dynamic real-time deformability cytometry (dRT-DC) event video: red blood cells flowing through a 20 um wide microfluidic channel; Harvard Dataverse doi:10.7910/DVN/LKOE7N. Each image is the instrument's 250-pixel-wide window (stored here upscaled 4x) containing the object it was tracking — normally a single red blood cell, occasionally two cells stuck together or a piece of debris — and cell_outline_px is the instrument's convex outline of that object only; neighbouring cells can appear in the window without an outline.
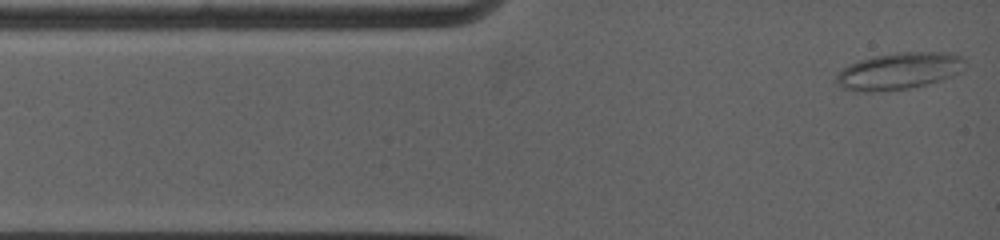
{"species": "common noctule bat (a hibernating species)", "species_latin": "Nyctalus noctula", "temperature_condition": "warm", "stored_images_in_passage": 70, "camera_frame_rate_fps": 5000, "um_per_image_px": 0.085, "animal": {"sex": "female", "body_mass_g": 19.0, "forearm_length_mm": 53.3}, "frame": {"image": 1, "passage_image": 1, "time_ms": 0.0, "image_size_px": [1000, 240], "cell_outline_px": [[964, 68], [960, 72], [924, 84], [908, 88], [868, 92], [856, 92], [844, 88], [836, 84], [836, 76], [848, 64], [860, 60], [876, 56], [896, 52], [948, 52], [964, 56]], "centroid_in_image_um": [76.39, 6.02], "position_along_channel_um": 8.6, "area_um2": 27.28}}
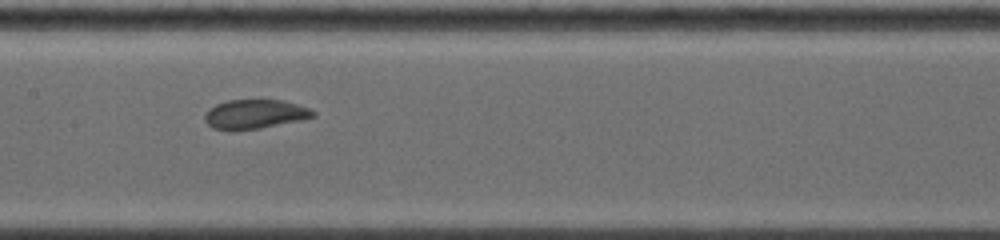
{"frame": {"image": 2, "passage_image": 30, "time_ms": 5.8, "image_size_px": [1000, 240], "cell_outline_px": [[316, 116], [300, 120], [260, 128], [232, 132], [212, 128], [204, 120], [204, 116], [208, 108], [216, 104], [228, 100], [284, 100], [308, 108], [316, 112]], "centroid_in_image_um": [21.61, 9.72], "position_along_channel_um": 185.8, "area_um2": 18.67}}
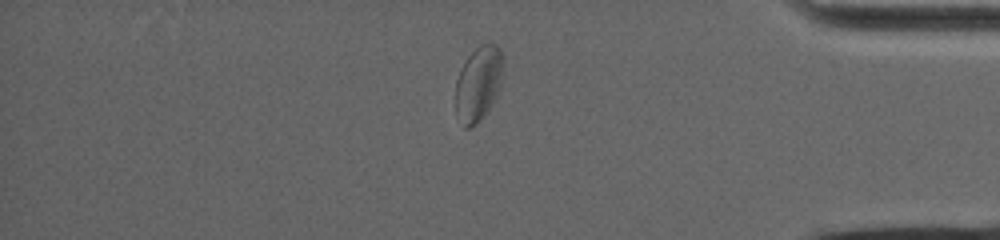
{"frame": {"image": 3, "passage_image": 61, "time_ms": 12.0, "image_size_px": [1000, 240], "cell_outline_px": [[504, 56], [500, 84], [496, 96], [492, 104], [480, 120], [476, 124], [468, 128], [464, 128], [456, 112], [456, 80], [460, 68], [468, 56], [480, 44], [496, 44], [500, 48]], "centroid_in_image_um": [40.66, 7.08], "position_along_channel_um": 394.5, "area_um2": 20.69}, "authors_computed_cell_mechanics": {"area_um2": 19.8832, "velocity_mm_per_s": 3.8098, "shape_relaxation_time_tau1_ms": null, "shape_relaxation_time_tau2_ms": 1.0998, "deformation_change_tau1": null, "deformation_change_tau2": 0.0497}}